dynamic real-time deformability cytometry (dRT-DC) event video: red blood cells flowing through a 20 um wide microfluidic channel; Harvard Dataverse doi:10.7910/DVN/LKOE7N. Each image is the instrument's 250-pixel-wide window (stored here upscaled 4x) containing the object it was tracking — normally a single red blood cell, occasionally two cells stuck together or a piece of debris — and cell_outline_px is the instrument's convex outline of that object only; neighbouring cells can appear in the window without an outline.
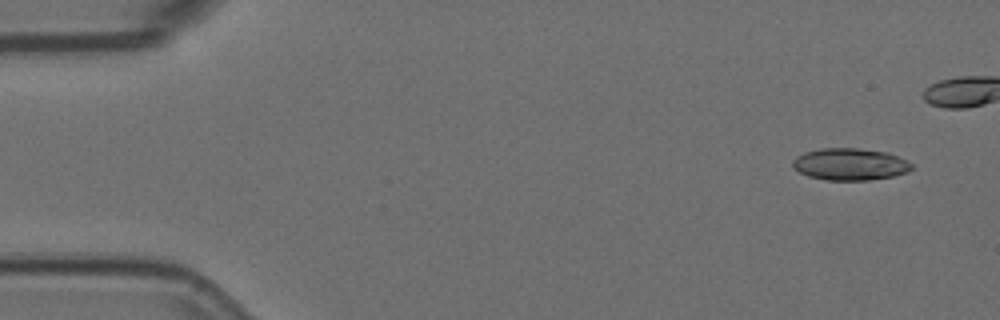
{"species": "Egyptian fruit bat (a non-hibernating species)", "species_latin": "Rousettus aegyptiacus", "temperature_condition": "room temperature", "stored_images_in_passage": 7, "camera_frame_rate_fps": 3000, "um_per_image_px": 0.085, "animal": {"sex": "female"}, "frame": {"image": 1, "passage_image": 2, "time_ms": 0.333, "image_size_px": [1000, 320], "cell_outline_px": [[912, 168], [908, 172], [892, 176], [868, 180], [828, 180], [808, 176], [792, 168], [792, 160], [796, 156], [804, 152], [820, 148], [856, 148], [888, 152], [912, 164]], "centroid_in_image_um": [72.21, 13.95], "position_along_channel_um": 12.8, "area_um2": 22.14}}